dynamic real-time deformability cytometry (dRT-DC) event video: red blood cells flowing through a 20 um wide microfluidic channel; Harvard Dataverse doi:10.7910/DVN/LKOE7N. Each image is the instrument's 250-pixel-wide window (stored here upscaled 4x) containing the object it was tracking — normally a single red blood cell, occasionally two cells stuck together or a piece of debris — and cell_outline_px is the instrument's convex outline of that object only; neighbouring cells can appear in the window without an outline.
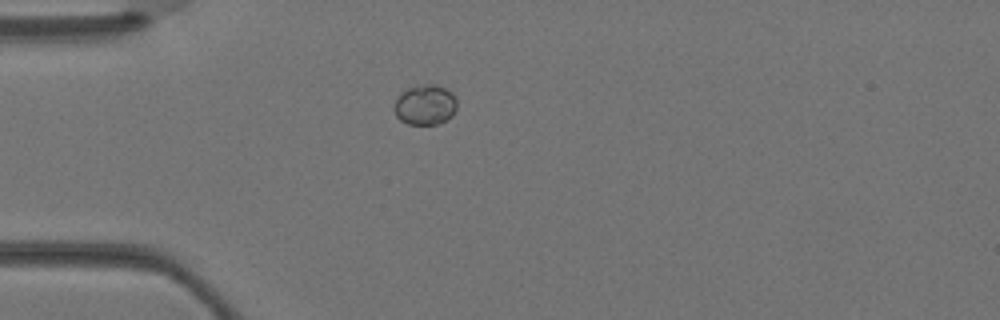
{"species": "Egyptian fruit bat (a non-hibernating species)", "species_latin": "Rousettus aegyptiacus", "temperature_condition": "warm", "stored_images_in_passage": 1, "camera_frame_rate_fps": 3000, "um_per_image_px": 0.085, "animal": {"sex": "female"}, "frame": {"image": 1, "passage_image": 1, "time_ms": 0.0, "image_size_px": [1000, 320], "cell_outline_px": [[456, 108], [452, 116], [440, 124], [408, 124], [400, 120], [396, 116], [392, 108], [396, 100], [408, 88], [424, 84], [436, 84], [452, 92], [456, 100]], "centroid_in_image_um": [36.14, 8.92], "position_along_channel_um": 48.9, "area_um2": 14.68}}